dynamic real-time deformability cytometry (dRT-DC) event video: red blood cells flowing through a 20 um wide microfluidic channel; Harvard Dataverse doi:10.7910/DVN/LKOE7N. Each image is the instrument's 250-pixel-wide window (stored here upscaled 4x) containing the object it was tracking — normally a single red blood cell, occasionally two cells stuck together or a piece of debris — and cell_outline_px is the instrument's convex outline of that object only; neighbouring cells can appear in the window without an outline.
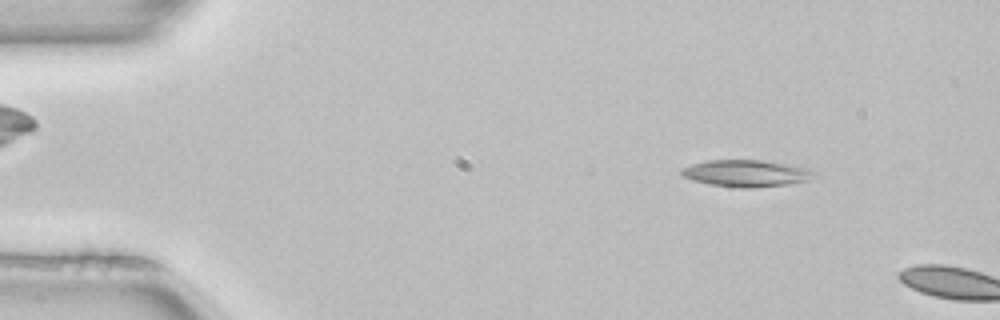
{"species": "common noctule bat (a hibernating species)", "species_latin": "Nyctalus noctula", "temperature_condition": "room temperature", "stored_images_in_passage": 8, "camera_frame_rate_fps": 3000, "um_per_image_px": 0.085, "animal": {"sex": "female", "body_mass_g": 22.7, "forearm_length_mm": 54.2}, "frame": {"image": 1, "passage_image": 6, "time_ms": 1.667, "image_size_px": [1000, 320], "cell_outline_px": [[820, 176], [808, 180], [788, 184], [748, 188], [740, 188], [708, 184], [692, 180], [684, 176], [680, 172], [680, 168], [692, 164], [708, 160], [764, 160], [812, 168], [820, 172]], "centroid_in_image_um": [63.53, 14.72], "position_along_channel_um": 21.5, "area_um2": 21.15}}